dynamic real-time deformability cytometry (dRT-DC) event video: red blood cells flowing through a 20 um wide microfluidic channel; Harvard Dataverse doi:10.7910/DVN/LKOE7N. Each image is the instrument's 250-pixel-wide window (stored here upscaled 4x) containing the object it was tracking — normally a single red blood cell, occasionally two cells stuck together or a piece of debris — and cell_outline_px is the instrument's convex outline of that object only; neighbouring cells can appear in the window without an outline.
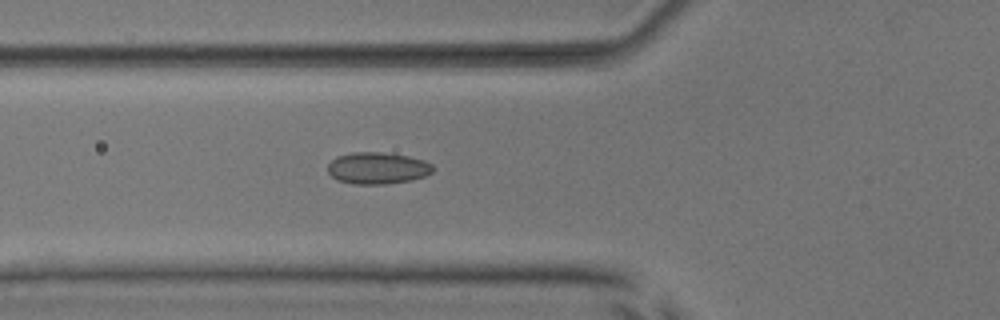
{"species": "common noctule bat (a hibernating species)", "species_latin": "Nyctalus noctula", "temperature_condition": "room temperature", "stored_images_in_passage": 2, "camera_frame_rate_fps": 3000, "um_per_image_px": 0.085, "animal": {"sex": "male", "body_mass_g": 17.9, "forearm_length_mm": 54.2}, "frame": {"image": 1, "passage_image": 2, "time_ms": 0.333, "image_size_px": [1000, 320], "cell_outline_px": [[432, 172], [424, 176], [412, 180], [384, 184], [352, 184], [336, 180], [328, 172], [328, 164], [336, 156], [352, 152], [380, 152], [408, 156], [424, 160], [432, 164]], "centroid_in_image_um": [32.06, 14.29], "position_along_channel_um": 93.7, "area_um2": 19.48}}